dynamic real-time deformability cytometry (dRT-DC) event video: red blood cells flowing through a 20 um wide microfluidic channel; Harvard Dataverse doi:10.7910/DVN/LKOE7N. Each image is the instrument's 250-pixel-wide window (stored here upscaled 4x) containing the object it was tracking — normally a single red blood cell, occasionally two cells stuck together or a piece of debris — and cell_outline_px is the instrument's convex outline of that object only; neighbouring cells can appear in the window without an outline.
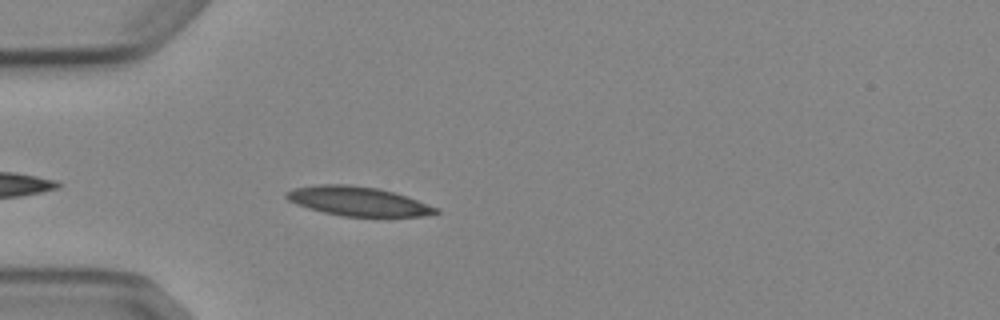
{"species": "Egyptian fruit bat (a non-hibernating species)", "species_latin": "Rousettus aegyptiacus", "temperature_condition": "cold", "stored_images_in_passage": 4, "camera_frame_rate_fps": 3000, "um_per_image_px": 0.085, "animal": {"sex": "female"}, "frame": {"image": 1, "passage_image": 4, "time_ms": 4.333, "image_size_px": [1000, 320], "cell_outline_px": [[440, 212], [420, 216], [344, 216], [324, 212], [308, 208], [296, 204], [288, 200], [284, 196], [284, 192], [292, 188], [320, 184], [348, 184], [380, 188], [440, 208]], "centroid_in_image_um": [30.37, 17.09], "position_along_channel_um": 54.6, "area_um2": 25.32}}